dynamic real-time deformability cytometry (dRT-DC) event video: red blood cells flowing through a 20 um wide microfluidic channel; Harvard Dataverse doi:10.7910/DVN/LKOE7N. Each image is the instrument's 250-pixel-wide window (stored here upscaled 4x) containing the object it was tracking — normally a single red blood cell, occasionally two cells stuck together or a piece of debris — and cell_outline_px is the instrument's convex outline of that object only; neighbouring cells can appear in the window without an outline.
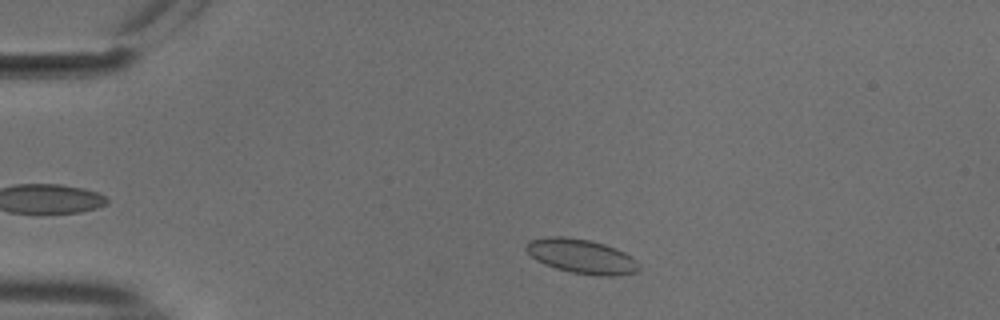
{"species": "common noctule bat (a hibernating species)", "species_latin": "Nyctalus noctula", "temperature_condition": "cold", "stored_images_in_passage": 41, "camera_frame_rate_fps": 3000, "um_per_image_px": 0.085, "animal": {"sex": "male", "body_mass_g": 18.8}, "frame": {"image": 1, "passage_image": 5, "time_ms": 1.333, "image_size_px": [1000, 320], "cell_outline_px": [[640, 268], [636, 272], [612, 276], [596, 276], [572, 272], [556, 268], [544, 264], [536, 260], [524, 248], [524, 244], [528, 240], [544, 236], [564, 236], [588, 240], [604, 244], [616, 248], [632, 256], [640, 264]], "centroid_in_image_um": [49.41, 21.77], "position_along_channel_um": 35.6, "area_um2": 22.83}}
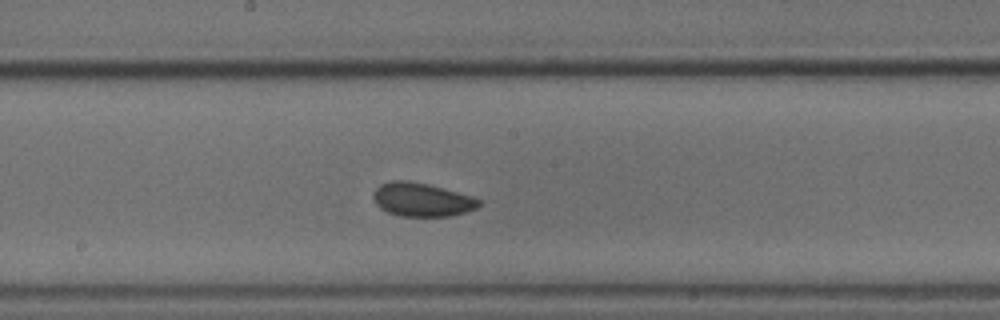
{"frame": {"image": 2, "passage_image": 23, "time_ms": 7.333, "image_size_px": [1000, 320], "cell_outline_px": [[484, 204], [476, 208], [464, 212], [448, 216], [400, 216], [388, 212], [380, 208], [376, 204], [372, 196], [372, 192], [380, 184], [392, 180], [408, 180], [428, 184], [444, 188], [472, 196], [480, 200]], "centroid_in_image_um": [35.84, 16.96], "position_along_channel_um": 212.4, "area_um2": 20.81}}
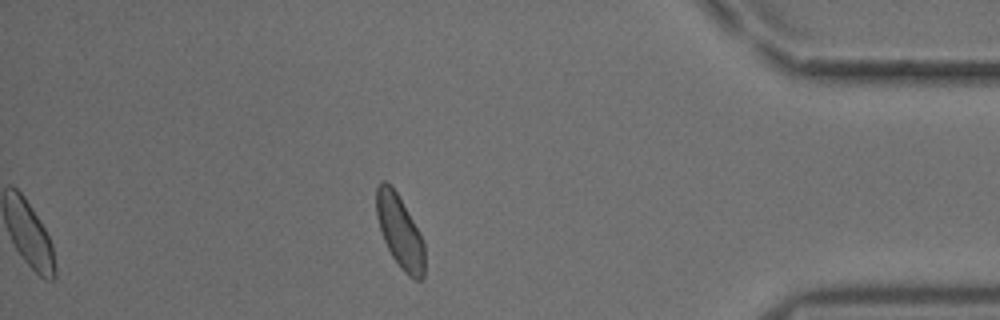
{"frame": {"image": 3, "passage_image": 41, "time_ms": 13.333, "image_size_px": [1000, 320], "cell_outline_px": [[424, 280], [412, 280], [400, 268], [392, 256], [384, 240], [376, 216], [376, 188], [380, 180], [384, 180], [396, 192], [420, 232], [424, 240]], "centroid_in_image_um": [34.0, 19.73], "position_along_channel_um": 401.2, "area_um2": 20.46}, "authors_computed_cell_mechanics": {"area_um2": 20.6346, "velocity_mm_per_s": 3.7092, "shape_relaxation_time_tau1_ms": 3.1488, "shape_relaxation_time_tau2_ms": 5.8289, "deformation_change_tau1": 0.0381, "deformation_change_tau2": 0.0679}}